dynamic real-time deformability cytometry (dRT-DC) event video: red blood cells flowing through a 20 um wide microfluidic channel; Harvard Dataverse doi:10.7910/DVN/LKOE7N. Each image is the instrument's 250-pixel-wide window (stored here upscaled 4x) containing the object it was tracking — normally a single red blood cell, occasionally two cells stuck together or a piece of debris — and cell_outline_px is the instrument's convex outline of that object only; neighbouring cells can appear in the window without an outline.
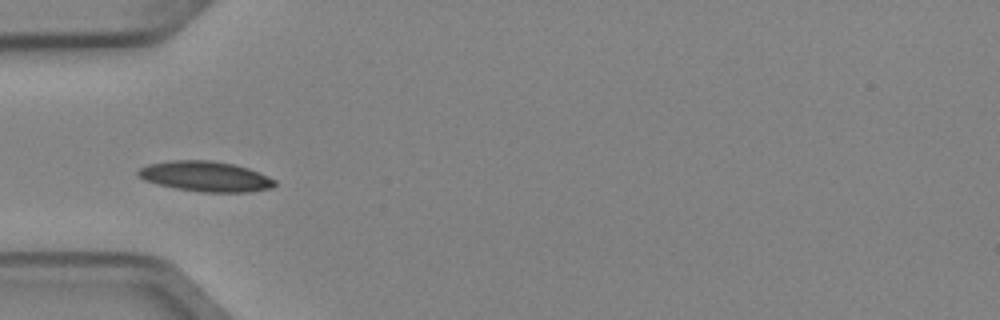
{"species": "Egyptian fruit bat (a non-hibernating species)", "species_latin": "Rousettus aegyptiacus", "temperature_condition": "cold", "stored_images_in_passage": 7, "camera_frame_rate_fps": 3000, "um_per_image_px": 0.085, "animal": {"sex": "female"}, "frame": {"image": 1, "passage_image": 6, "time_ms": 1.667, "image_size_px": [1000, 320], "cell_outline_px": [[276, 184], [272, 188], [248, 192], [204, 192], [176, 188], [144, 180], [136, 172], [140, 168], [148, 164], [172, 160], [212, 160], [232, 164], [248, 168], [276, 180]], "centroid_in_image_um": [17.48, 14.99], "position_along_channel_um": 67.5, "area_um2": 23.87}}
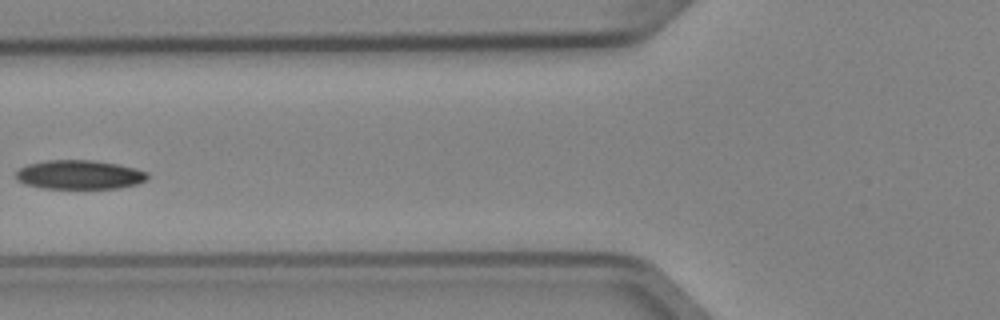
{"frame": {"image": 2, "passage_image": 7, "time_ms": 2.0, "image_size_px": [1000, 320], "cell_outline_px": [[148, 180], [136, 184], [120, 188], [44, 188], [24, 184], [16, 180], [16, 172], [20, 168], [28, 164], [48, 160], [92, 160], [116, 164], [136, 168], [148, 172]], "centroid_in_image_um": [6.76, 14.85], "position_along_channel_um": 119.0, "area_um2": 22.31}}